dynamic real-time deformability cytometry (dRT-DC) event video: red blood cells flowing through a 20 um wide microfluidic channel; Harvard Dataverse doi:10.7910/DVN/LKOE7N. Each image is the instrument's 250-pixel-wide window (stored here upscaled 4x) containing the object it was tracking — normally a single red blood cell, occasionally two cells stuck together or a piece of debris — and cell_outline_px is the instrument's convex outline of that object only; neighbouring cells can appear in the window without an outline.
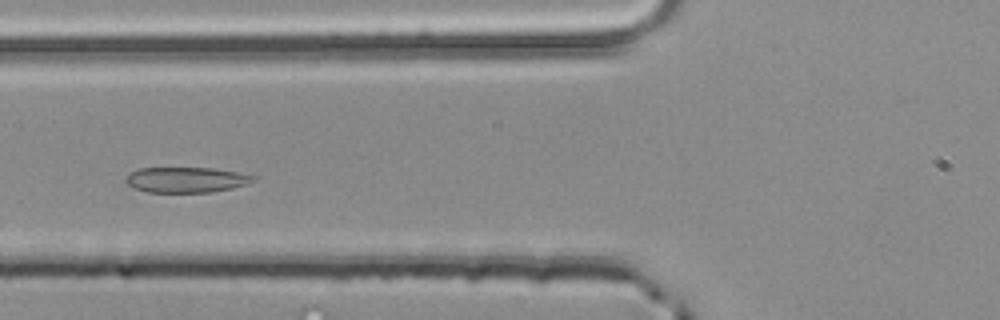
{"species": "common noctule bat (a hibernating species)", "species_latin": "Nyctalus noctula", "temperature_condition": "room temperature", "stored_images_in_passage": 46, "camera_frame_rate_fps": 3000, "um_per_image_px": 0.085, "animal": {"sex": "male", "body_mass_g": 20.4}, "frame": {"image": 1, "passage_image": 14, "time_ms": 4.333, "image_size_px": [1000, 320], "cell_outline_px": [[256, 180], [248, 184], [232, 188], [212, 192], [148, 192], [132, 188], [124, 180], [132, 172], [140, 168], [212, 168], [240, 172], [256, 176]], "centroid_in_image_um": [15.87, 15.28], "position_along_channel_um": 109.9, "area_um2": 18.96}}
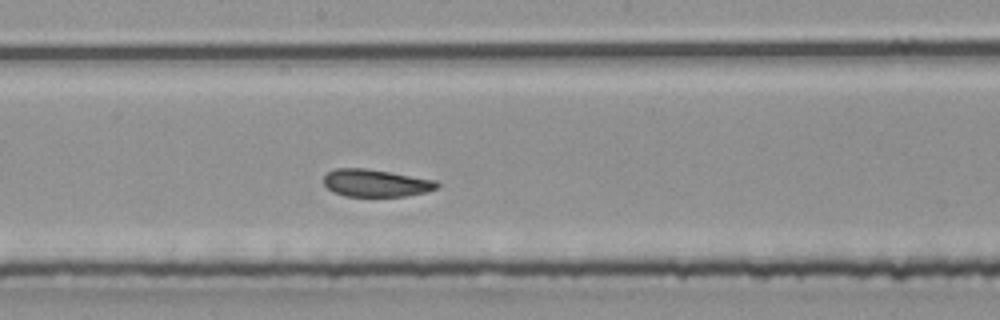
{"frame": {"image": 2, "passage_image": 22, "time_ms": 7.0, "image_size_px": [1000, 320], "cell_outline_px": [[440, 188], [424, 192], [404, 196], [344, 196], [332, 192], [324, 184], [324, 176], [328, 172], [336, 168], [368, 168], [436, 180], [440, 184]], "centroid_in_image_um": [31.95, 15.55], "position_along_channel_um": 216.3, "area_um2": 18.21}}
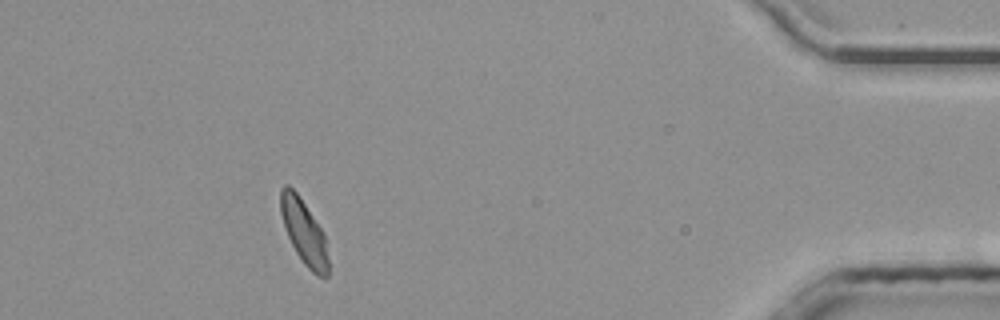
{"frame": {"image": 3, "passage_image": 41, "time_ms": 13.333, "image_size_px": [1000, 320], "cell_outline_px": [[328, 276], [316, 276], [304, 264], [296, 252], [288, 236], [280, 212], [280, 188], [284, 184], [288, 184], [296, 192], [324, 232], [328, 260]], "centroid_in_image_um": [25.83, 19.71], "position_along_channel_um": 409.4, "area_um2": 17.74}, "authors_computed_cell_mechanics": {"area_um2": 18.6694, "velocity_mm_per_s": 3.9739, "shape_relaxation_time_tau1_ms": 5.3023, "shape_relaxation_time_tau2_ms": 1.571, "deformation_change_tau1": 0.1132, "deformation_change_tau2": 0.0656}}